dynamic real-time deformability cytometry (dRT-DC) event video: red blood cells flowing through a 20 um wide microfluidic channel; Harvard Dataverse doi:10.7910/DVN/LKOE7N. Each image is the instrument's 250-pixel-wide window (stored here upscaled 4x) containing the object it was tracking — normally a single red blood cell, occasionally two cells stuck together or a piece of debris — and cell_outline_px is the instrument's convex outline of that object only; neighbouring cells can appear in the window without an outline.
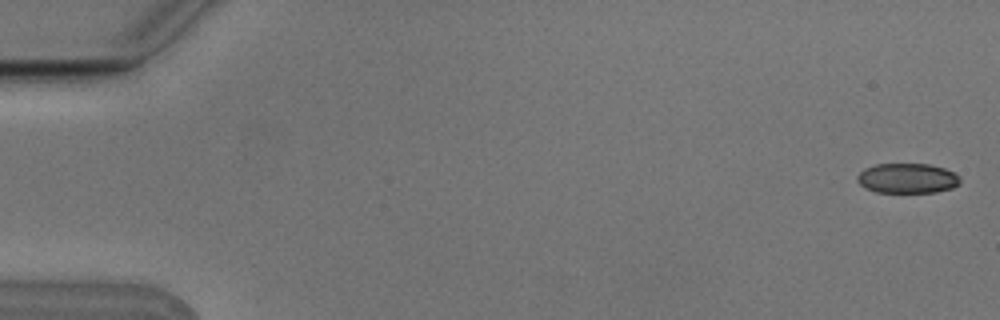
{"species": "Egyptian fruit bat (a non-hibernating species)", "species_latin": "Rousettus aegyptiacus", "temperature_condition": "cold", "stored_images_in_passage": 5, "camera_frame_rate_fps": 3000, "um_per_image_px": 0.085, "animal": {"sex": "male"}, "frame": {"image": 1, "passage_image": 1, "time_ms": 0.0, "image_size_px": [1000, 320], "cell_outline_px": [[960, 184], [952, 188], [936, 192], [876, 192], [864, 188], [856, 180], [856, 176], [864, 168], [876, 164], [928, 164], [944, 168], [960, 176]], "centroid_in_image_um": [77.11, 15.15], "position_along_channel_um": 7.9, "area_um2": 18.03}}
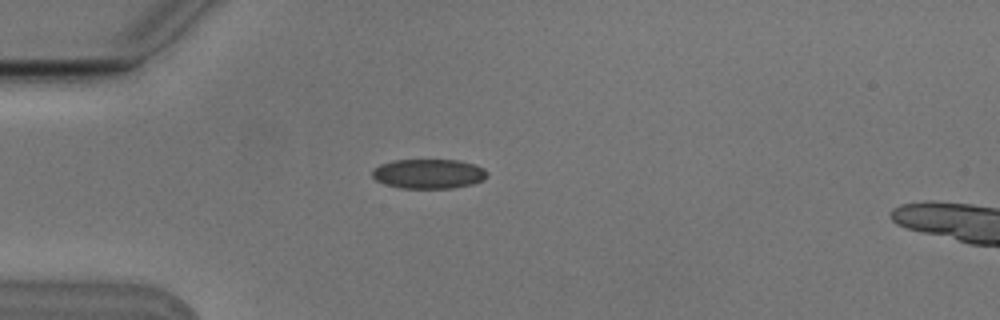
{"frame": {"image": 2, "passage_image": 4, "time_ms": 1.0, "image_size_px": [1000, 320], "cell_outline_px": [[488, 176], [484, 180], [472, 184], [452, 188], [404, 188], [384, 184], [376, 180], [372, 176], [372, 168], [380, 164], [392, 160], [460, 160], [476, 164], [484, 168], [488, 172]], "centroid_in_image_um": [36.45, 14.76], "position_along_channel_um": 48.5, "area_um2": 20.06}}